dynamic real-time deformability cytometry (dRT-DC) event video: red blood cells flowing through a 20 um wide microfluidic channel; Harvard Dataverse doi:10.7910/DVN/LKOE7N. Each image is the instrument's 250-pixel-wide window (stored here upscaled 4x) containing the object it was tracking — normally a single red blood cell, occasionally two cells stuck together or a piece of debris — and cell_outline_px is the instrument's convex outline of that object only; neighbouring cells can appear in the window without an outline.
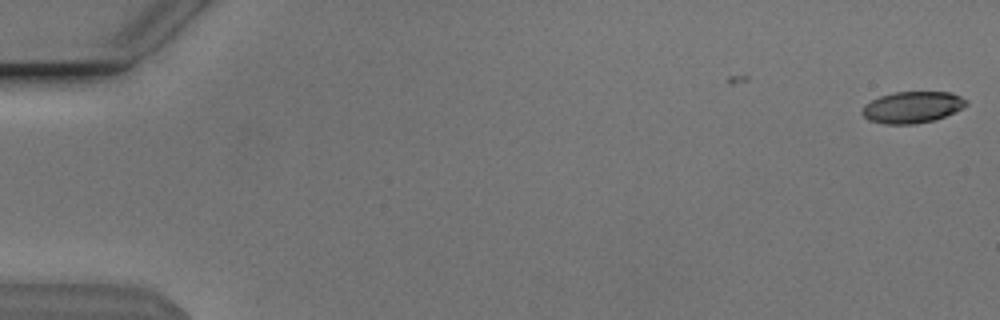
{"species": "Egyptian fruit bat (a non-hibernating species)", "species_latin": "Rousettus aegyptiacus", "temperature_condition": "cold", "stored_images_in_passage": 2, "camera_frame_rate_fps": 3000, "um_per_image_px": 0.085, "animal": {"sex": "male"}, "frame": {"image": 1, "passage_image": 2, "time_ms": 0.333, "image_size_px": [1000, 320], "cell_outline_px": [[968, 104], [936, 120], [916, 124], [884, 124], [868, 120], [860, 112], [864, 104], [880, 96], [892, 92], [952, 92], [968, 100]], "centroid_in_image_um": [77.51, 9.11], "position_along_channel_um": 7.5, "area_um2": 19.19}}